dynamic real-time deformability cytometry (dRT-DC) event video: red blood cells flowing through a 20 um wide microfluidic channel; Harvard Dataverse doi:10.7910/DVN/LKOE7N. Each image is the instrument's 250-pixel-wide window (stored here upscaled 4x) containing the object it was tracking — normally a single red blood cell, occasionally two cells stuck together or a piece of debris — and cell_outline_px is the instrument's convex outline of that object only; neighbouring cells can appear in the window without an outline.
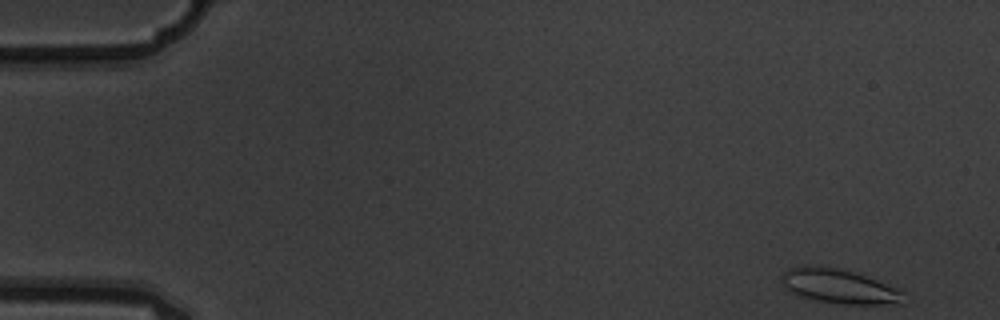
{"species": "common noctule bat (a hibernating species)", "species_latin": "Nyctalus noctula", "temperature_condition": "warm", "stored_images_in_passage": 5, "camera_frame_rate_fps": 3000, "um_per_image_px": 0.085, "animal": {"sex": "male", "body_mass_g": 19.5, "forearm_length_mm": 54.6}, "frame": {"image": 1, "passage_image": 1, "time_ms": 0.0, "image_size_px": [1000, 320], "cell_outline_px": [[912, 300], [904, 304], [840, 304], [816, 300], [796, 296], [784, 288], [780, 280], [784, 272], [788, 268], [804, 264], [808, 264], [840, 268], [860, 272], [900, 288]], "centroid_in_image_um": [71.42, 24.33], "position_along_channel_um": 13.6, "area_um2": 25.89}}
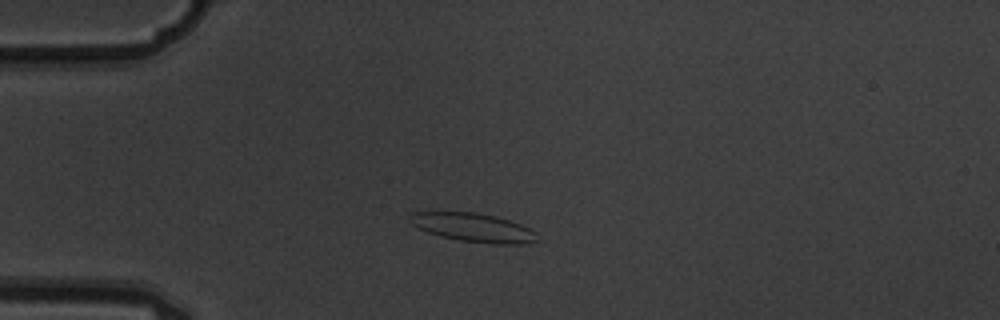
{"frame": {"image": 2, "passage_image": 4, "time_ms": 1.0, "image_size_px": [1000, 320], "cell_outline_px": [[540, 240], [528, 244], [488, 244], [460, 240], [440, 236], [428, 232], [412, 224], [408, 220], [408, 212], [476, 212], [496, 216], [520, 224], [536, 232]], "centroid_in_image_um": [40.25, 19.34], "position_along_channel_um": 44.8, "area_um2": 21.5}}